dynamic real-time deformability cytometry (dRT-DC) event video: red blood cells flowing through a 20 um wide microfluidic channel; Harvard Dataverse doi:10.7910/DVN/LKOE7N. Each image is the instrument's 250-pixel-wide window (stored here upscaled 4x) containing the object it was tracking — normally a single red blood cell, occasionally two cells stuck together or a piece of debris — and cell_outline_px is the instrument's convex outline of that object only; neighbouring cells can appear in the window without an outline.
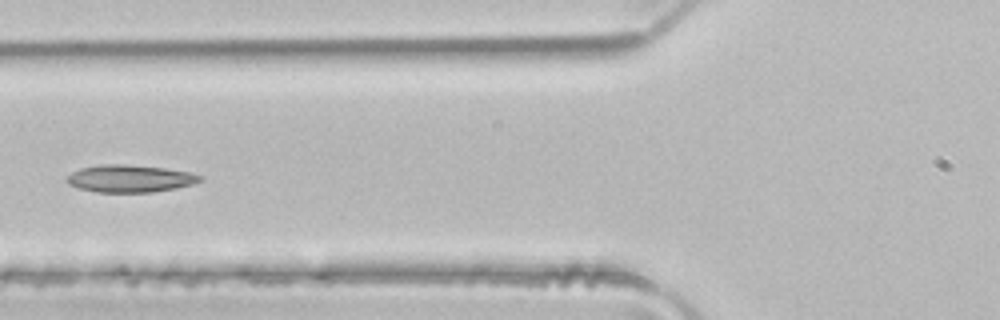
{"species": "common noctule bat (a hibernating species)", "species_latin": "Nyctalus noctula", "temperature_condition": "room temperature", "stored_images_in_passage": 5, "camera_frame_rate_fps": 3000, "um_per_image_px": 0.085, "animal": {"sex": "male", "body_mass_g": 21.5, "forearm_length_mm": 52.0}, "frame": {"image": 1, "passage_image": 5, "time_ms": 1.333, "image_size_px": [1000, 320], "cell_outline_px": [[204, 180], [192, 184], [176, 188], [152, 192], [96, 192], [80, 188], [68, 184], [68, 176], [72, 172], [80, 168], [100, 164], [124, 164], [164, 168], [188, 172], [204, 176]], "centroid_in_image_um": [11.07, 15.17], "position_along_channel_um": 114.7, "area_um2": 21.15}}